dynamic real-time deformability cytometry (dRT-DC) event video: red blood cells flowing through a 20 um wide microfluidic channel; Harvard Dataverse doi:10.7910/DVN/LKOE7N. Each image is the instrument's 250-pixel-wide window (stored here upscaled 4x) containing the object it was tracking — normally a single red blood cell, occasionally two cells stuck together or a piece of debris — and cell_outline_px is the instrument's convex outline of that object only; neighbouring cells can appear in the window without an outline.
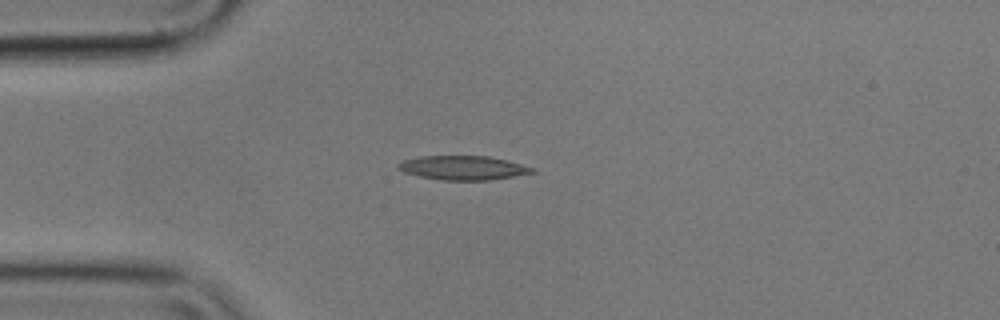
{"species": "common noctule bat (a hibernating species)", "species_latin": "Nyctalus noctula", "temperature_condition": "cold", "stored_images_in_passage": 6, "camera_frame_rate_fps": 3000, "um_per_image_px": 0.085, "animal": {"sex": "male", "body_mass_g": 17.9}, "frame": {"image": 1, "passage_image": 4, "time_ms": 1.0, "image_size_px": [1000, 320], "cell_outline_px": [[536, 172], [488, 180], [444, 180], [420, 176], [404, 172], [396, 168], [396, 164], [404, 160], [420, 156], [488, 156], [508, 160], [536, 168]], "centroid_in_image_um": [39.37, 14.25], "position_along_channel_um": 45.6, "area_um2": 18.79}}
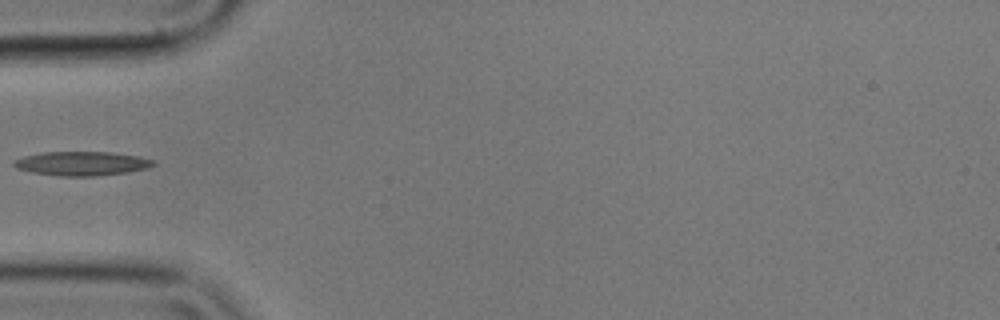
{"frame": {"image": 2, "passage_image": 5, "time_ms": 1.333, "image_size_px": [1000, 320], "cell_outline_px": [[156, 164], [148, 168], [128, 172], [96, 176], [60, 176], [32, 172], [16, 168], [12, 164], [12, 160], [24, 156], [44, 152], [112, 152], [140, 156], [156, 160]], "centroid_in_image_um": [6.98, 13.89], "position_along_channel_um": 78.0, "area_um2": 19.77}}
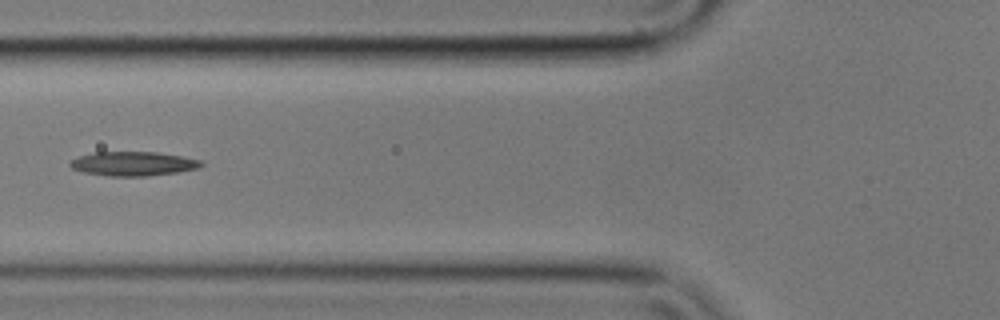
{"frame": {"image": 3, "passage_image": 6, "time_ms": 1.667, "image_size_px": [1000, 320], "cell_outline_px": [[204, 164], [200, 168], [176, 172], [148, 176], [108, 176], [84, 172], [72, 168], [68, 164], [72, 160], [80, 156], [92, 152], [156, 152], [184, 156], [204, 160]], "centroid_in_image_um": [11.38, 13.91], "position_along_channel_um": 114.4, "area_um2": 18.61}}